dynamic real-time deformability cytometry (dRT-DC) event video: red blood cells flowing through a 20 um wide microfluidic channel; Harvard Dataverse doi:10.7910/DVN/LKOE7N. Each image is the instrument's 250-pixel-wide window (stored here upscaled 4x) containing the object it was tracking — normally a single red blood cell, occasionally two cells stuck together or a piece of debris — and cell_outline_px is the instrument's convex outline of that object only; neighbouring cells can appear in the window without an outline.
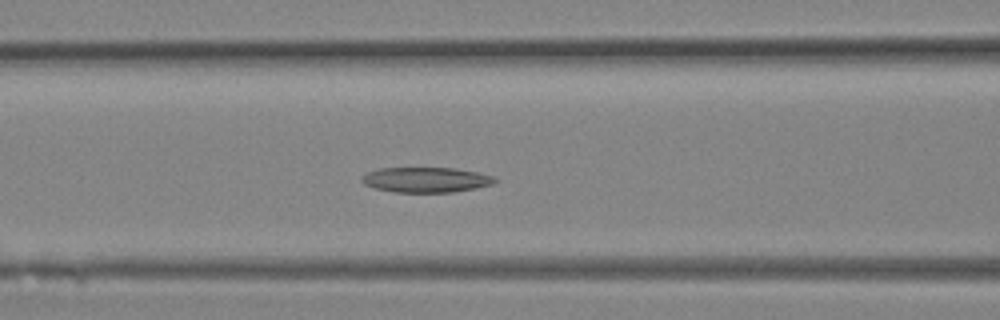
{"species": "Egyptian fruit bat (a non-hibernating species)", "species_latin": "Rousettus aegyptiacus", "temperature_condition": "room temperature", "stored_images_in_passage": 16, "camera_frame_rate_fps": 3000, "um_per_image_px": 0.085, "animal": {"sex": "female"}, "frame": {"image": 1, "passage_image": 12, "time_ms": 3.667, "image_size_px": [1000, 320], "cell_outline_px": [[496, 180], [492, 184], [476, 188], [452, 192], [396, 192], [376, 188], [364, 184], [360, 180], [360, 176], [368, 172], [380, 168], [456, 168], [496, 176]], "centroid_in_image_um": [36.2, 15.27], "position_along_channel_um": 130.4, "area_um2": 19.48}}
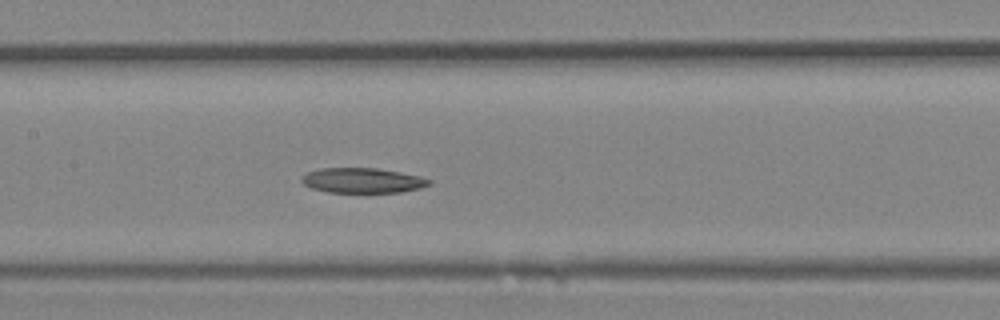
{"frame": {"image": 2, "passage_image": 14, "time_ms": 4.333, "image_size_px": [1000, 320], "cell_outline_px": [[432, 184], [420, 188], [400, 192], [328, 192], [312, 188], [304, 184], [300, 180], [308, 172], [320, 168], [376, 168], [400, 172], [420, 176], [432, 180]], "centroid_in_image_um": [30.85, 15.33], "position_along_channel_um": 176.6, "area_um2": 18.5}}
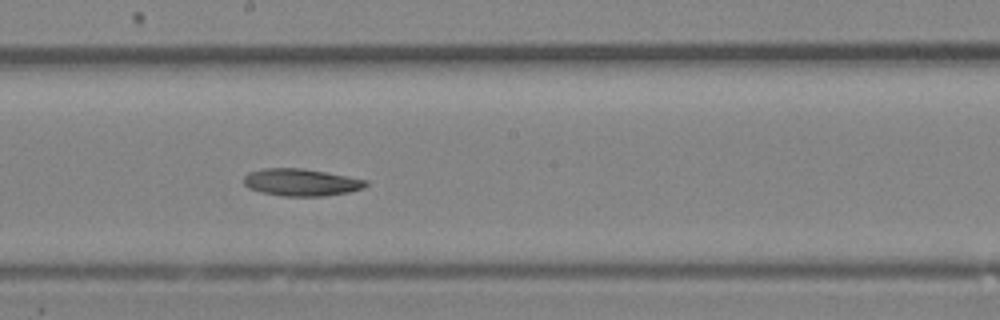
{"frame": {"image": 3, "passage_image": 16, "time_ms": 5.0, "image_size_px": [1000, 320], "cell_outline_px": [[368, 184], [364, 188], [348, 192], [324, 196], [284, 196], [264, 192], [248, 188], [244, 184], [244, 176], [248, 172], [264, 168], [304, 168], [368, 180]], "centroid_in_image_um": [25.61, 15.49], "position_along_channel_um": 222.6, "area_um2": 19.31}}